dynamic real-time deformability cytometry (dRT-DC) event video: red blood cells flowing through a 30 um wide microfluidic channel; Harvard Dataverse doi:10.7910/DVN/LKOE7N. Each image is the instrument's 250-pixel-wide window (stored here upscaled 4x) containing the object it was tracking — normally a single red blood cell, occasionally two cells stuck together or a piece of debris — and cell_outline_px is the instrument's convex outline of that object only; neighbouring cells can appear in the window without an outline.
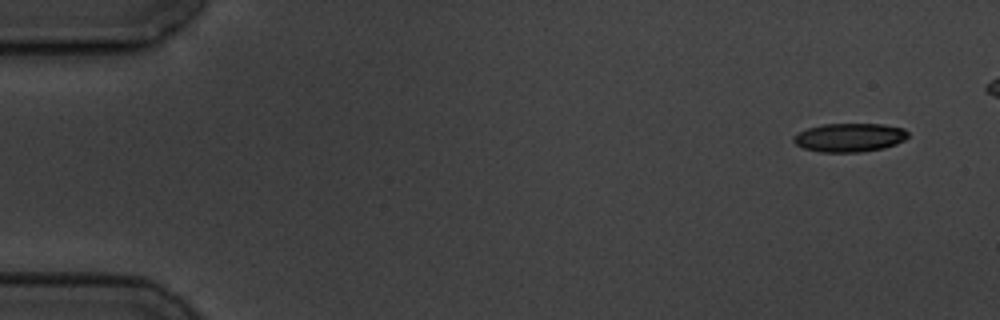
{"species": "common noctule bat (a hibernating species)", "species_latin": "Nyctalus noctula", "temperature_condition": "cold", "stored_images_in_passage": 6, "camera_frame_rate_fps": 3000, "um_per_image_px": 0.085, "animal": {"sex": "male", "body_mass_g": 19.5, "forearm_length_mm": 54.6}, "frame": {"image": 1, "passage_image": 1, "time_ms": 0.0, "image_size_px": [1000, 320], "cell_outline_px": [[908, 136], [904, 140], [896, 144], [884, 148], [860, 152], [820, 152], [804, 148], [796, 144], [792, 140], [792, 136], [808, 128], [824, 124], [884, 124], [904, 128], [908, 132]], "centroid_in_image_um": [72.22, 11.69], "position_along_channel_um": 12.8, "area_um2": 19.13}}